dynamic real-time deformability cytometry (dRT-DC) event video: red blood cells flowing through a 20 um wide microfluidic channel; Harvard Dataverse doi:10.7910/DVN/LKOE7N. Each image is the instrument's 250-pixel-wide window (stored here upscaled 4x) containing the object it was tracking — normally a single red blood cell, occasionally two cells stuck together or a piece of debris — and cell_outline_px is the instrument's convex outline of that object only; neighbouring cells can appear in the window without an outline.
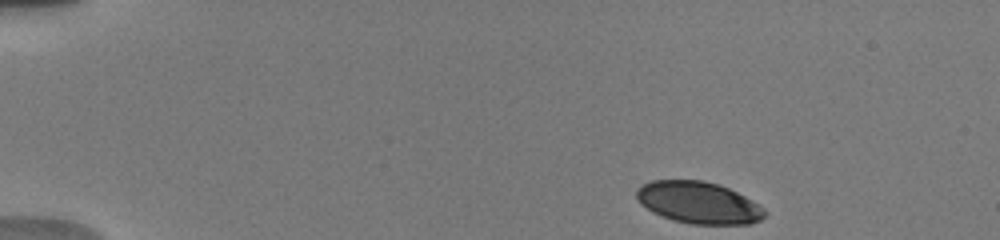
{"species": "human", "species_latin": "Homo sapiens", "temperature_condition": "warm", "stored_images_in_passage": 56, "camera_frame_rate_fps": 3000, "um_per_image_px": 0.085, "donor": {"sex": "male"}, "frame": {"image": 1, "passage_image": 1, "time_ms": 0.0, "image_size_px": [1000, 240], "cell_outline_px": [[768, 212], [760, 220], [752, 224], [692, 224], [672, 220], [652, 212], [640, 204], [636, 196], [636, 188], [652, 180], [704, 180], [720, 184], [752, 200], [764, 208]], "centroid_in_image_um": [59.37, 17.22], "position_along_channel_um": 25.6, "area_um2": 31.44}}
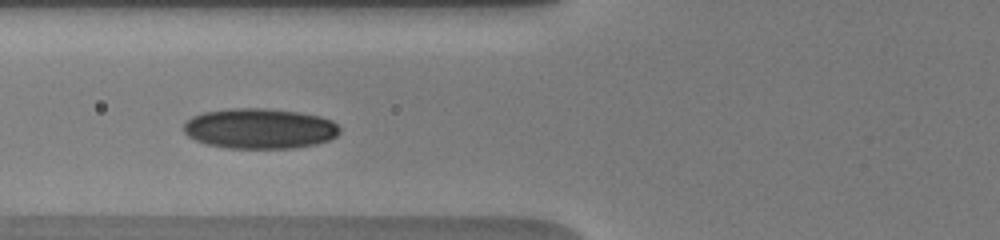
{"frame": {"image": 2, "passage_image": 16, "time_ms": 4.667, "image_size_px": [1000, 240], "cell_outline_px": [[340, 132], [336, 136], [328, 140], [316, 144], [292, 148], [228, 148], [208, 144], [196, 140], [188, 136], [184, 132], [184, 124], [192, 116], [204, 112], [228, 108], [268, 108], [300, 112], [320, 116], [332, 120], [340, 128]], "centroid_in_image_um": [22.09, 10.91], "position_along_channel_um": 103.7, "area_um2": 36.76}}
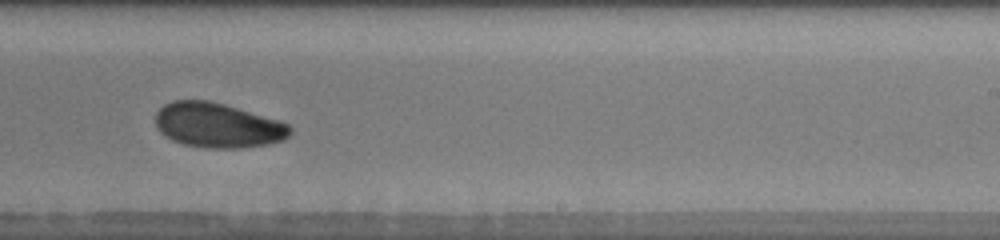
{"frame": {"image": 3, "passage_image": 33, "time_ms": 9.0, "image_size_px": [1000, 240], "cell_outline_px": [[292, 132], [284, 140], [268, 144], [240, 148], [208, 148], [184, 144], [172, 140], [164, 136], [160, 132], [156, 124], [156, 112], [164, 104], [172, 100], [208, 100], [224, 104], [280, 120], [288, 124], [292, 128]], "centroid_in_image_um": [18.51, 10.65], "position_along_channel_um": 270.5, "area_um2": 35.26}, "authors_computed_cell_mechanics": {"area_um2": 34.0442, "velocity_mm_per_s": 3.857, "shape_relaxation_time_tau1_ms": 3.7602, "shape_relaxation_time_tau2_ms": 7.0957, "deformation_change_tau1": 0.0927, "deformation_change_tau2": 0.108}}